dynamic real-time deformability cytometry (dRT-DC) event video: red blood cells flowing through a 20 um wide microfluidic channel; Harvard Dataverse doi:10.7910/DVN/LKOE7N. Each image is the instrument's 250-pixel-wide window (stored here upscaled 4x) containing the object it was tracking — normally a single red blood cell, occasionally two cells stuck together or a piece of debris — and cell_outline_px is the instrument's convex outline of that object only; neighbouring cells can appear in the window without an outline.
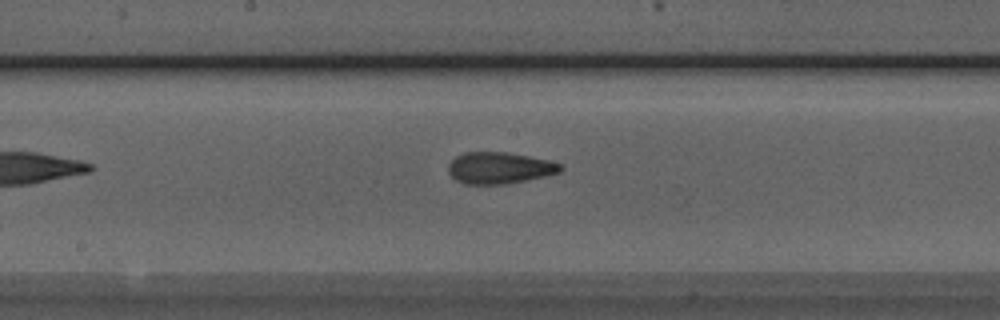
{"species": "Egyptian fruit bat (a non-hibernating species)", "species_latin": "Rousettus aegyptiacus", "temperature_condition": "room temperature", "stored_images_in_passage": 24, "camera_frame_rate_fps": 3000, "um_per_image_px": 0.085, "animal": {"sex": "male"}, "frame": {"image": 1, "passage_image": 11, "time_ms": 3.333, "image_size_px": [1000, 320], "cell_outline_px": [[564, 168], [560, 172], [544, 176], [504, 184], [464, 184], [456, 180], [448, 172], [448, 164], [456, 156], [464, 152], [504, 152], [528, 156], [548, 160], [564, 164]], "centroid_in_image_um": [42.45, 14.27], "position_along_channel_um": 205.7, "area_um2": 20.58}}
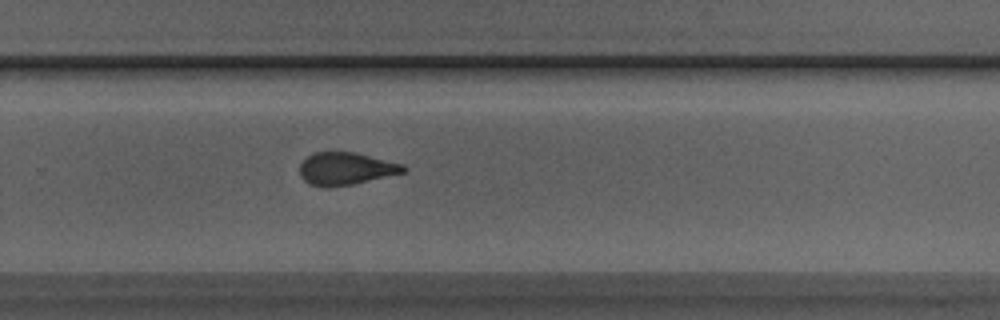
{"frame": {"image": 2, "passage_image": 18, "time_ms": 5.667, "image_size_px": [1000, 320], "cell_outline_px": [[408, 168], [404, 172], [352, 184], [328, 188], [324, 188], [312, 184], [304, 180], [300, 176], [300, 164], [308, 156], [316, 152], [356, 152], [404, 164]], "centroid_in_image_um": [29.4, 14.33], "position_along_channel_um": 300.4, "area_um2": 19.59}}
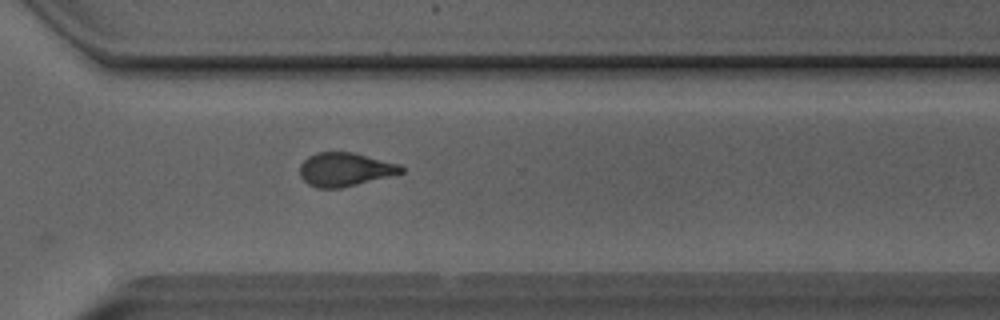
{"frame": {"image": 3, "passage_image": 21, "time_ms": 6.667, "image_size_px": [1000, 320], "cell_outline_px": [[404, 172], [340, 188], [316, 188], [308, 184], [300, 176], [300, 164], [308, 156], [316, 152], [352, 152], [400, 164], [404, 168]], "centroid_in_image_um": [29.29, 14.39], "position_along_channel_um": 341.3, "area_um2": 19.71}, "authors_computed_cell_mechanics": {"area_um2": 20.4323, "velocity_mm_per_s": 4.0808, "shape_relaxation_time_tau1_ms": 6.5957, "shape_relaxation_time_tau2_ms": 2.0431, "deformation_change_tau1": 0.1697, "deformation_change_tau2": 0.1001}}